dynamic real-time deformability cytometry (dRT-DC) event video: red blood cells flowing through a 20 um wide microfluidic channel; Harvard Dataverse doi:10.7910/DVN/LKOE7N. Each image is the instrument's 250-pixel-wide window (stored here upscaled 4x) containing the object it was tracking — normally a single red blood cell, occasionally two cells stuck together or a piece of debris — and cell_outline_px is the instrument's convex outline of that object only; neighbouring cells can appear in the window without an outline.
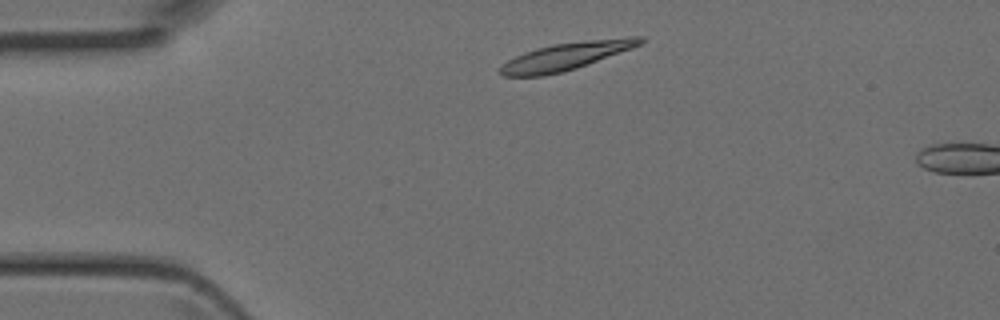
{"species": "Egyptian fruit bat (a non-hibernating species)", "species_latin": "Rousettus aegyptiacus", "temperature_condition": "room temperature", "stored_images_in_passage": 3, "camera_frame_rate_fps": 3000, "um_per_image_px": 0.085, "animal": {"sex": "female"}, "frame": {"image": 1, "passage_image": 1, "time_ms": 0.0, "image_size_px": [1000, 320], "cell_outline_px": [[648, 40], [632, 48], [576, 68], [544, 76], [504, 76], [496, 72], [508, 60], [524, 52], [536, 48], [552, 44], [584, 40], [628, 36], [644, 36]], "centroid_in_image_um": [48.15, 4.75], "position_along_channel_um": 36.8, "area_um2": 22.54}}
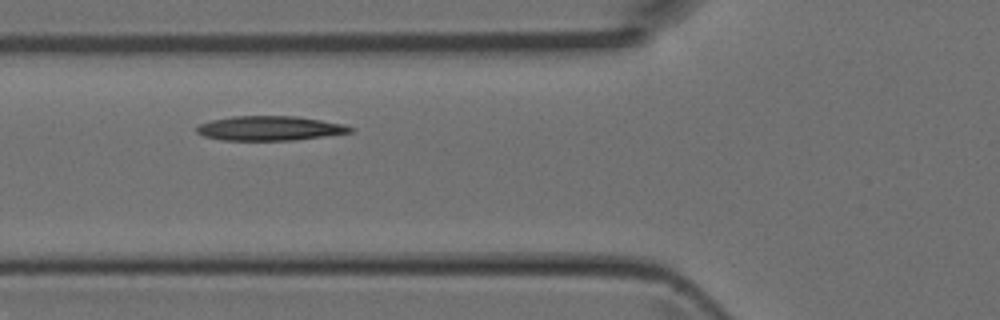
{"frame": {"image": 2, "passage_image": 3, "time_ms": 0.667, "image_size_px": [1000, 320], "cell_outline_px": [[356, 128], [352, 132], [324, 136], [292, 140], [224, 140], [204, 136], [196, 132], [196, 128], [200, 124], [212, 120], [232, 116], [296, 116], [344, 124]], "centroid_in_image_um": [22.94, 10.9], "position_along_channel_um": 102.9, "area_um2": 21.79}}